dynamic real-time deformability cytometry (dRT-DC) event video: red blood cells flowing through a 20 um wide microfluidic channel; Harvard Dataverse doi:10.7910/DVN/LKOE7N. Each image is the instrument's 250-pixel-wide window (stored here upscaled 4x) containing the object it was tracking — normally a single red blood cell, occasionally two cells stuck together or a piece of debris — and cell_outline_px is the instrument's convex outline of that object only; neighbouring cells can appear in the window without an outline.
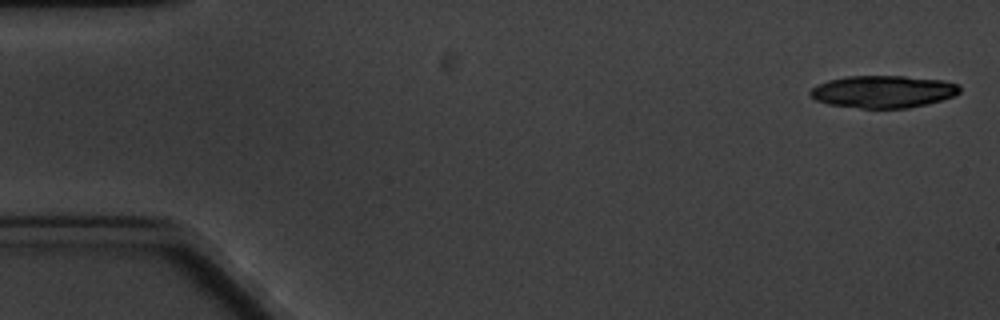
{"species": "common noctule bat (a hibernating species)", "species_latin": "Nyctalus noctula", "temperature_condition": "cold", "stored_images_in_passage": 8, "camera_frame_rate_fps": 3000, "um_per_image_px": 0.085, "animal": {"sex": "male", "body_mass_g": 20.1, "forearm_length_mm": 53.5}, "frame": {"image": 1, "passage_image": 1, "time_ms": 0.0, "image_size_px": [1000, 320], "cell_outline_px": [[960, 92], [952, 96], [940, 100], [908, 108], [860, 108], [828, 104], [816, 100], [808, 92], [816, 84], [828, 80], [848, 76], [904, 76], [944, 80], [956, 84], [960, 88]], "centroid_in_image_um": [75.03, 7.78], "position_along_channel_um": 10.0, "area_um2": 27.98}}
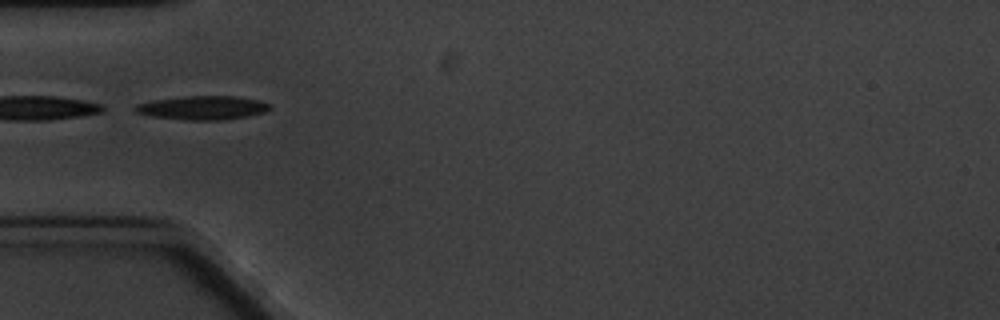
{"frame": {"image": 2, "passage_image": 5, "time_ms": 5.667, "image_size_px": [1000, 320], "cell_outline_px": [[272, 108], [264, 112], [248, 116], [224, 120], [192, 120], [152, 116], [136, 112], [132, 108], [136, 104], [152, 100], [184, 96], [236, 96], [260, 100], [268, 104]], "centroid_in_image_um": [17.23, 9.15], "position_along_channel_um": 67.8, "area_um2": 18.67}}